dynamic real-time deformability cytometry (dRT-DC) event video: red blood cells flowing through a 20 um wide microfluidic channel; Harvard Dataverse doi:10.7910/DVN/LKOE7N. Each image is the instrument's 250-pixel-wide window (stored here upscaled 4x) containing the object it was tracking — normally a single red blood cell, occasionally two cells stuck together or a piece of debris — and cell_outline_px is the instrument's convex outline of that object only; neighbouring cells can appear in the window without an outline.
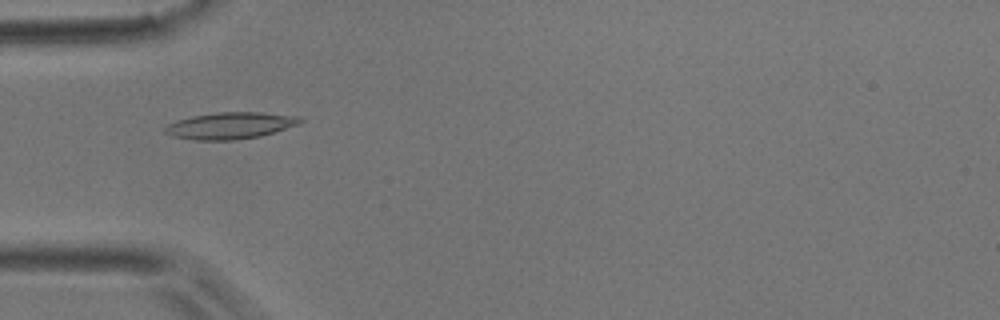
{"species": "common noctule bat (a hibernating species)", "species_latin": "Nyctalus noctula", "temperature_condition": "room temperature", "stored_images_in_passage": 46, "camera_frame_rate_fps": 3000, "um_per_image_px": 0.085, "animal": {"sex": "male", "body_mass_g": 17.9}, "frame": {"image": 1, "passage_image": 10, "time_ms": 3.0, "image_size_px": [1000, 320], "cell_outline_px": [[304, 120], [300, 124], [260, 136], [236, 140], [196, 140], [172, 136], [164, 132], [164, 128], [168, 124], [192, 116], [216, 112], [260, 112], [300, 116]], "centroid_in_image_um": [19.61, 10.67], "position_along_channel_um": 65.4, "area_um2": 20.98}}
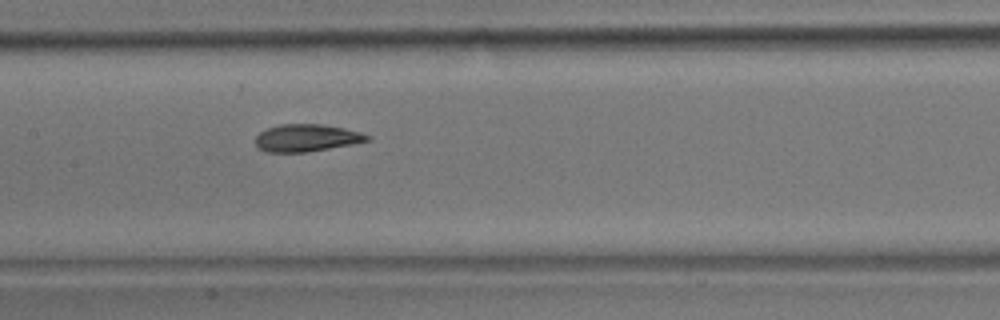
{"frame": {"image": 2, "passage_image": 19, "time_ms": 6.0, "image_size_px": [1000, 320], "cell_outline_px": [[372, 140], [352, 144], [308, 152], [264, 152], [256, 148], [256, 136], [260, 132], [268, 128], [280, 124], [320, 124], [344, 128], [360, 132], [372, 136]], "centroid_in_image_um": [26.06, 11.73], "position_along_channel_um": 181.3, "area_um2": 17.92}}
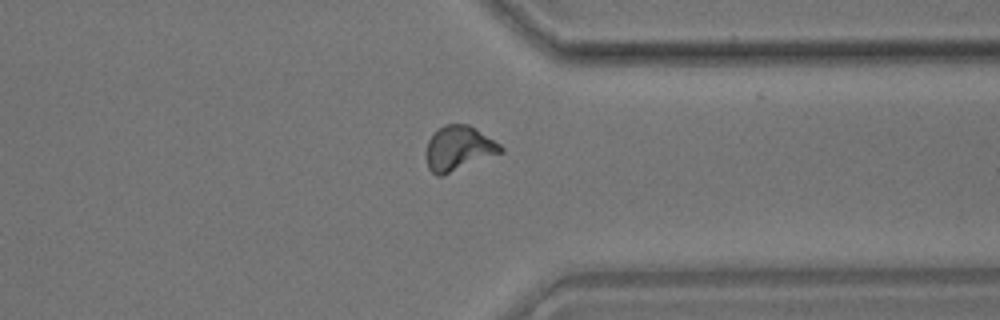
{"frame": {"image": 3, "passage_image": 34, "time_ms": 11.0, "image_size_px": [1000, 320], "cell_outline_px": [[504, 152], [444, 176], [436, 176], [428, 168], [428, 140], [444, 124], [468, 124], [476, 128], [500, 144], [504, 148]], "centroid_in_image_um": [39.04, 12.63], "position_along_channel_um": 372.4, "area_um2": 19.36}, "authors_computed_cell_mechanics": {"area_um2": 18.496, "velocity_mm_per_s": 3.876, "shape_relaxation_time_tau1_ms": 6.7417, "shape_relaxation_time_tau2_ms": 1.9163, "deformation_change_tau1": 0.2091, "deformation_change_tau2": 0.0679}}